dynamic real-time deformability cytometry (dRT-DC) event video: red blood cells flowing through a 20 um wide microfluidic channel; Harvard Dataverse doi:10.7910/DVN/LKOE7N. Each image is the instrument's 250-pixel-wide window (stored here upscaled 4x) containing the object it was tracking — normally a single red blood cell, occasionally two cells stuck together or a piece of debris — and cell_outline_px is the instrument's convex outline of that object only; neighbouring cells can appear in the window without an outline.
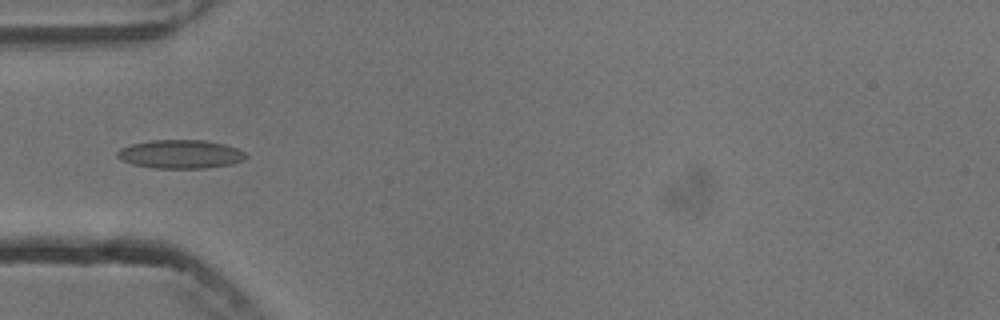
{"species": "common noctule bat (a hibernating species)", "species_latin": "Nyctalus noctula", "temperature_condition": "cold", "stored_images_in_passage": 6, "camera_frame_rate_fps": 3000, "um_per_image_px": 0.085, "animal": {"sex": "male", "body_mass_g": 13.3}, "frame": {"image": 1, "passage_image": 3, "time_ms": 2.667, "image_size_px": [1000, 320], "cell_outline_px": [[248, 156], [244, 160], [232, 164], [204, 168], [152, 168], [132, 164], [120, 160], [116, 156], [116, 152], [120, 148], [132, 144], [152, 140], [204, 140], [224, 144], [236, 148], [244, 152]], "centroid_in_image_um": [15.32, 13.11], "position_along_channel_um": 69.7, "area_um2": 21.5}}
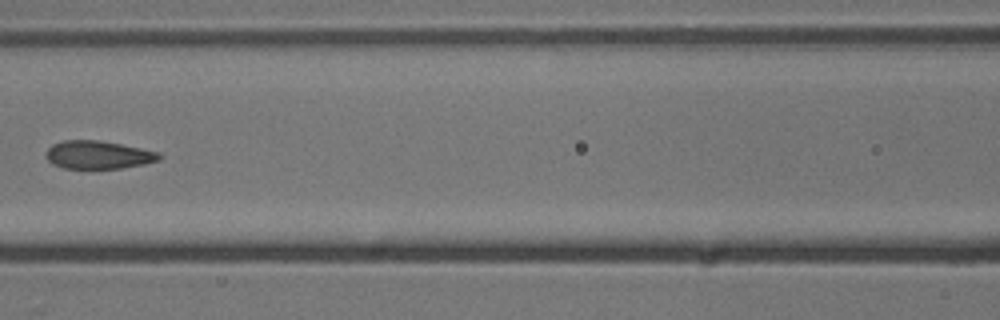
{"frame": {"image": 2, "passage_image": 5, "time_ms": 5.0, "image_size_px": [1000, 320], "cell_outline_px": [[164, 156], [160, 160], [144, 164], [120, 168], [64, 168], [52, 164], [44, 156], [44, 152], [52, 144], [64, 140], [96, 140], [120, 144], [160, 152]], "centroid_in_image_um": [8.34, 13.16], "position_along_channel_um": 158.3, "area_um2": 18.61}}
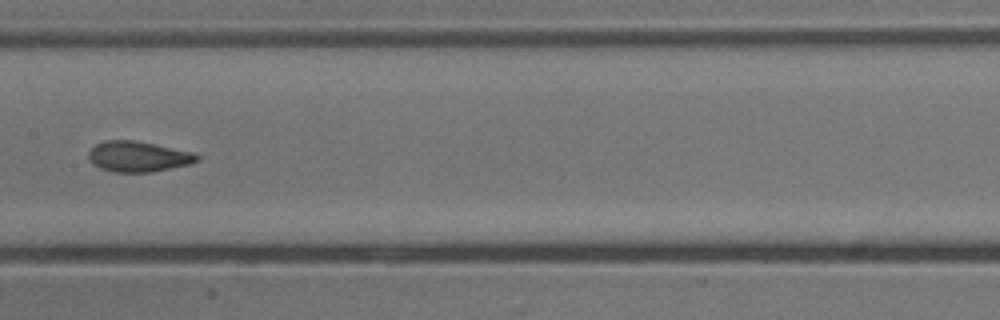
{"frame": {"image": 3, "passage_image": 6, "time_ms": 6.0, "image_size_px": [1000, 320], "cell_outline_px": [[200, 160], [192, 164], [152, 172], [112, 172], [100, 168], [92, 164], [88, 160], [88, 152], [96, 144], [104, 140], [132, 140], [192, 152], [200, 156]], "centroid_in_image_um": [11.73, 13.32], "position_along_channel_um": 195.7, "area_um2": 19.36}}